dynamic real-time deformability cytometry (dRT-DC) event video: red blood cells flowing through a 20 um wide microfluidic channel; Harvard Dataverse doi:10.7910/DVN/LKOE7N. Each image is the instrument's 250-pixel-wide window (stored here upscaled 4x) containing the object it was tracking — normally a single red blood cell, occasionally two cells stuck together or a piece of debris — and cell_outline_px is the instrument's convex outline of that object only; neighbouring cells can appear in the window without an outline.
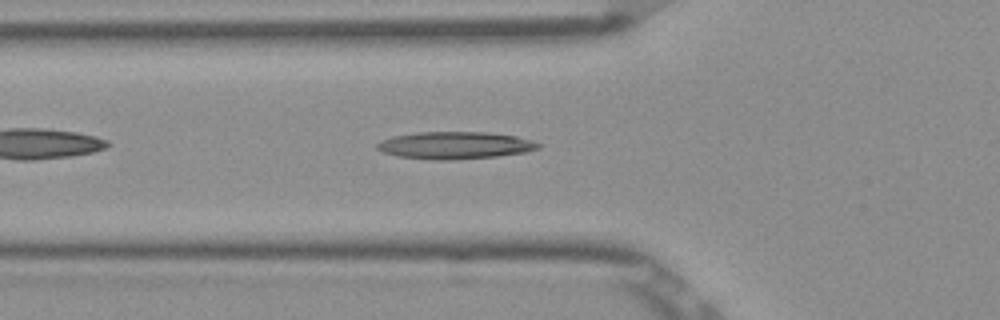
{"species": "Egyptian fruit bat (a non-hibernating species)", "species_latin": "Rousettus aegyptiacus", "temperature_condition": "room temperature", "stored_images_in_passage": 39, "camera_frame_rate_fps": 3000, "um_per_image_px": 0.085, "frame": {"image": 1, "passage_image": 5, "time_ms": 1.333, "image_size_px": [1000, 320], "cell_outline_px": [[540, 148], [524, 152], [496, 156], [448, 160], [432, 160], [396, 156], [384, 152], [376, 148], [376, 144], [380, 140], [392, 136], [416, 132], [488, 132], [516, 136], [532, 140], [540, 144]], "centroid_in_image_um": [38.63, 12.35], "position_along_channel_um": 87.2, "area_um2": 25.66}}
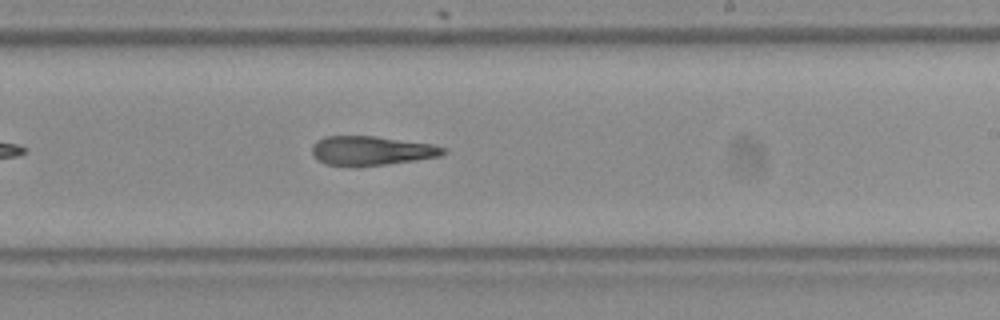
{"frame": {"image": 2, "passage_image": 18, "time_ms": 5.667, "image_size_px": [1000, 320], "cell_outline_px": [[448, 152], [440, 156], [416, 160], [384, 164], [324, 164], [316, 160], [312, 156], [312, 144], [316, 140], [324, 136], [376, 136], [432, 144], [448, 148]], "centroid_in_image_um": [31.58, 12.77], "position_along_channel_um": 257.4, "area_um2": 22.08}}
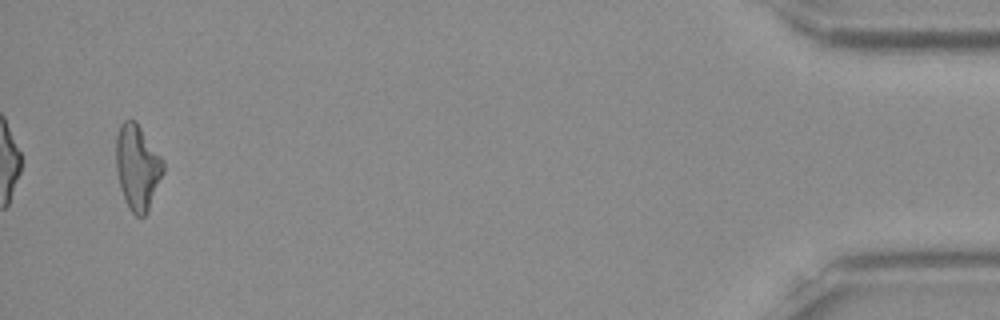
{"frame": {"image": 3, "passage_image": 37, "time_ms": 12.0, "image_size_px": [1000, 320], "cell_outline_px": [[164, 172], [148, 212], [144, 216], [136, 216], [128, 208], [124, 200], [120, 188], [116, 172], [116, 136], [120, 124], [124, 120], [136, 120], [164, 160]], "centroid_in_image_um": [11.68, 14.21], "position_along_channel_um": 423.5, "area_um2": 23.81}, "authors_computed_cell_mechanics": {"area_um2": 23.4668, "velocity_mm_per_s": 3.9092, "shape_relaxation_time_tau1_ms": null, "shape_relaxation_time_tau2_ms": 8.7622, "deformation_change_tau1": null, "deformation_change_tau2": 0.2547}}